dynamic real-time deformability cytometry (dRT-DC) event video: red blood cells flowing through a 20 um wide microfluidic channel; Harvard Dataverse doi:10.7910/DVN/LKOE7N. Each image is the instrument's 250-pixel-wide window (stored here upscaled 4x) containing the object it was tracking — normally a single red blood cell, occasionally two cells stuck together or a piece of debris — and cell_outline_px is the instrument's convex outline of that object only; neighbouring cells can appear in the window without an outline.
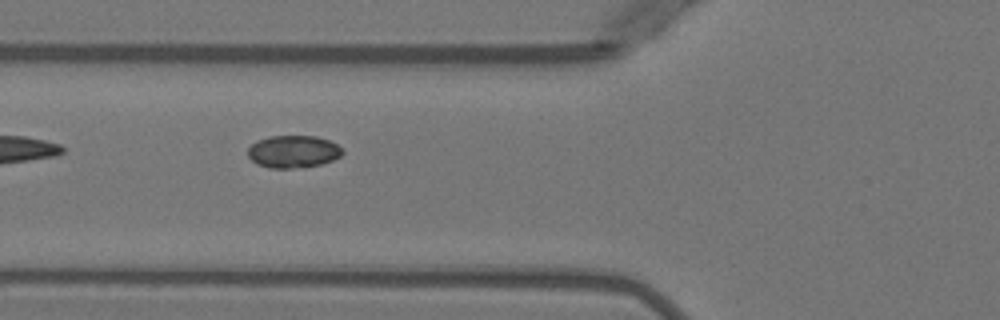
{"species": "Egyptian fruit bat (a non-hibernating species)", "species_latin": "Rousettus aegyptiacus", "temperature_condition": "warm", "stored_images_in_passage": 6, "camera_frame_rate_fps": 3000, "um_per_image_px": 0.085, "animal": {"sex": "female"}, "frame": {"image": 1, "passage_image": 5, "time_ms": 5.0, "image_size_px": [1000, 320], "cell_outline_px": [[344, 152], [340, 156], [332, 160], [320, 164], [292, 168], [268, 168], [256, 164], [248, 156], [248, 148], [256, 140], [268, 136], [316, 136], [328, 140], [336, 144]], "centroid_in_image_um": [24.88, 12.88], "position_along_channel_um": 100.9, "area_um2": 17.8}}
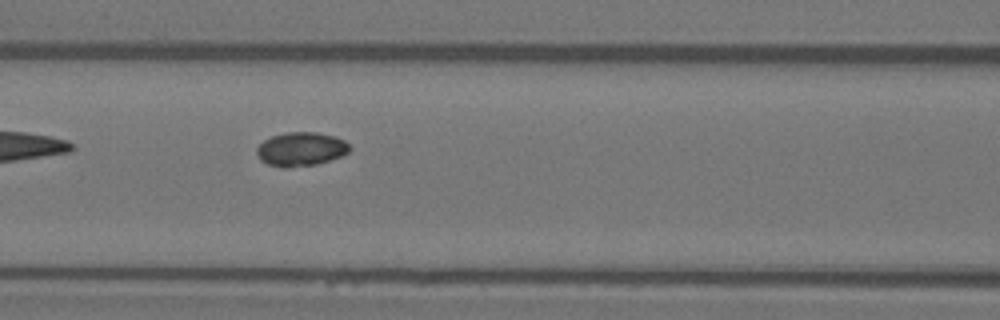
{"frame": {"image": 2, "passage_image": 6, "time_ms": 6.0, "image_size_px": [1000, 320], "cell_outline_px": [[352, 148], [348, 152], [340, 156], [316, 164], [284, 168], [268, 164], [260, 160], [256, 152], [256, 148], [264, 140], [272, 136], [288, 132], [316, 132], [336, 136], [344, 140]], "centroid_in_image_um": [25.57, 12.67], "position_along_channel_um": 141.0, "area_um2": 18.26}}